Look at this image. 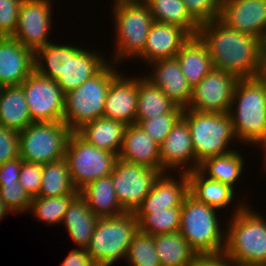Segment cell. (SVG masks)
Wrapping results in <instances>:
<instances>
[{"label": "cell", "instance_id": "cell-16", "mask_svg": "<svg viewBox=\"0 0 266 266\" xmlns=\"http://www.w3.org/2000/svg\"><path fill=\"white\" fill-rule=\"evenodd\" d=\"M219 19L266 43V0H222Z\"/></svg>", "mask_w": 266, "mask_h": 266}, {"label": "cell", "instance_id": "cell-15", "mask_svg": "<svg viewBox=\"0 0 266 266\" xmlns=\"http://www.w3.org/2000/svg\"><path fill=\"white\" fill-rule=\"evenodd\" d=\"M161 173H188L198 169L187 121L181 117L159 145Z\"/></svg>", "mask_w": 266, "mask_h": 266}, {"label": "cell", "instance_id": "cell-28", "mask_svg": "<svg viewBox=\"0 0 266 266\" xmlns=\"http://www.w3.org/2000/svg\"><path fill=\"white\" fill-rule=\"evenodd\" d=\"M79 194L98 217L118 216L125 213L117 199L111 175L91 181L79 190Z\"/></svg>", "mask_w": 266, "mask_h": 266}, {"label": "cell", "instance_id": "cell-40", "mask_svg": "<svg viewBox=\"0 0 266 266\" xmlns=\"http://www.w3.org/2000/svg\"><path fill=\"white\" fill-rule=\"evenodd\" d=\"M0 198L13 213L29 211L32 198L20 185L19 181L4 183L0 186Z\"/></svg>", "mask_w": 266, "mask_h": 266}, {"label": "cell", "instance_id": "cell-31", "mask_svg": "<svg viewBox=\"0 0 266 266\" xmlns=\"http://www.w3.org/2000/svg\"><path fill=\"white\" fill-rule=\"evenodd\" d=\"M244 158L234 150L222 156L208 158L199 164L198 170L207 178L217 180L231 187L235 192L238 179L243 176ZM235 184V185H234Z\"/></svg>", "mask_w": 266, "mask_h": 266}, {"label": "cell", "instance_id": "cell-1", "mask_svg": "<svg viewBox=\"0 0 266 266\" xmlns=\"http://www.w3.org/2000/svg\"><path fill=\"white\" fill-rule=\"evenodd\" d=\"M197 36L206 45L215 69L237 79L262 75L266 50L262 39L228 27L219 18L201 23Z\"/></svg>", "mask_w": 266, "mask_h": 266}, {"label": "cell", "instance_id": "cell-20", "mask_svg": "<svg viewBox=\"0 0 266 266\" xmlns=\"http://www.w3.org/2000/svg\"><path fill=\"white\" fill-rule=\"evenodd\" d=\"M172 177L169 172L161 173L155 180L150 193L144 198L135 214H151L167 208L182 207L185 197L189 194L187 173H178Z\"/></svg>", "mask_w": 266, "mask_h": 266}, {"label": "cell", "instance_id": "cell-18", "mask_svg": "<svg viewBox=\"0 0 266 266\" xmlns=\"http://www.w3.org/2000/svg\"><path fill=\"white\" fill-rule=\"evenodd\" d=\"M125 76L122 71L110 83L103 117L121 121L126 125L136 123L139 76Z\"/></svg>", "mask_w": 266, "mask_h": 266}, {"label": "cell", "instance_id": "cell-45", "mask_svg": "<svg viewBox=\"0 0 266 266\" xmlns=\"http://www.w3.org/2000/svg\"><path fill=\"white\" fill-rule=\"evenodd\" d=\"M22 162L23 159L18 157L0 166V186L4 183L17 182L19 180Z\"/></svg>", "mask_w": 266, "mask_h": 266}, {"label": "cell", "instance_id": "cell-27", "mask_svg": "<svg viewBox=\"0 0 266 266\" xmlns=\"http://www.w3.org/2000/svg\"><path fill=\"white\" fill-rule=\"evenodd\" d=\"M189 194L197 201L224 211L235 201V191L226 184L204 176L198 169L188 172Z\"/></svg>", "mask_w": 266, "mask_h": 266}, {"label": "cell", "instance_id": "cell-25", "mask_svg": "<svg viewBox=\"0 0 266 266\" xmlns=\"http://www.w3.org/2000/svg\"><path fill=\"white\" fill-rule=\"evenodd\" d=\"M99 217L88 207L85 199L78 193L68 205L63 216V224L69 237L77 247L86 249L94 233Z\"/></svg>", "mask_w": 266, "mask_h": 266}, {"label": "cell", "instance_id": "cell-33", "mask_svg": "<svg viewBox=\"0 0 266 266\" xmlns=\"http://www.w3.org/2000/svg\"><path fill=\"white\" fill-rule=\"evenodd\" d=\"M73 186L65 157L43 165L41 187L36 197L78 194Z\"/></svg>", "mask_w": 266, "mask_h": 266}, {"label": "cell", "instance_id": "cell-24", "mask_svg": "<svg viewBox=\"0 0 266 266\" xmlns=\"http://www.w3.org/2000/svg\"><path fill=\"white\" fill-rule=\"evenodd\" d=\"M126 126L121 121L100 117L83 124L75 132L98 149L119 155Z\"/></svg>", "mask_w": 266, "mask_h": 266}, {"label": "cell", "instance_id": "cell-37", "mask_svg": "<svg viewBox=\"0 0 266 266\" xmlns=\"http://www.w3.org/2000/svg\"><path fill=\"white\" fill-rule=\"evenodd\" d=\"M77 194H67L56 197H34L30 204L32 212L38 220L53 226L61 224L68 205Z\"/></svg>", "mask_w": 266, "mask_h": 266}, {"label": "cell", "instance_id": "cell-39", "mask_svg": "<svg viewBox=\"0 0 266 266\" xmlns=\"http://www.w3.org/2000/svg\"><path fill=\"white\" fill-rule=\"evenodd\" d=\"M183 108L175 106L169 113L158 115L148 119H136L138 124L146 134L159 145L171 132L174 125L183 115Z\"/></svg>", "mask_w": 266, "mask_h": 266}, {"label": "cell", "instance_id": "cell-5", "mask_svg": "<svg viewBox=\"0 0 266 266\" xmlns=\"http://www.w3.org/2000/svg\"><path fill=\"white\" fill-rule=\"evenodd\" d=\"M118 68L119 65L109 62L94 77L65 93L62 121L73 132L83 124L103 117L110 83L121 72Z\"/></svg>", "mask_w": 266, "mask_h": 266}, {"label": "cell", "instance_id": "cell-30", "mask_svg": "<svg viewBox=\"0 0 266 266\" xmlns=\"http://www.w3.org/2000/svg\"><path fill=\"white\" fill-rule=\"evenodd\" d=\"M154 242L161 266H194L200 257L179 231L155 235Z\"/></svg>", "mask_w": 266, "mask_h": 266}, {"label": "cell", "instance_id": "cell-2", "mask_svg": "<svg viewBox=\"0 0 266 266\" xmlns=\"http://www.w3.org/2000/svg\"><path fill=\"white\" fill-rule=\"evenodd\" d=\"M266 81L261 77L238 79L229 115L238 143L262 148L266 170Z\"/></svg>", "mask_w": 266, "mask_h": 266}, {"label": "cell", "instance_id": "cell-50", "mask_svg": "<svg viewBox=\"0 0 266 266\" xmlns=\"http://www.w3.org/2000/svg\"><path fill=\"white\" fill-rule=\"evenodd\" d=\"M261 77L266 81V50H265V53H264V62H263Z\"/></svg>", "mask_w": 266, "mask_h": 266}, {"label": "cell", "instance_id": "cell-3", "mask_svg": "<svg viewBox=\"0 0 266 266\" xmlns=\"http://www.w3.org/2000/svg\"><path fill=\"white\" fill-rule=\"evenodd\" d=\"M239 202L226 224L223 254L238 266H266V218Z\"/></svg>", "mask_w": 266, "mask_h": 266}, {"label": "cell", "instance_id": "cell-34", "mask_svg": "<svg viewBox=\"0 0 266 266\" xmlns=\"http://www.w3.org/2000/svg\"><path fill=\"white\" fill-rule=\"evenodd\" d=\"M176 105L144 75L139 77L136 119H148L169 113Z\"/></svg>", "mask_w": 266, "mask_h": 266}, {"label": "cell", "instance_id": "cell-46", "mask_svg": "<svg viewBox=\"0 0 266 266\" xmlns=\"http://www.w3.org/2000/svg\"><path fill=\"white\" fill-rule=\"evenodd\" d=\"M62 266H97L84 248H73L62 262Z\"/></svg>", "mask_w": 266, "mask_h": 266}, {"label": "cell", "instance_id": "cell-19", "mask_svg": "<svg viewBox=\"0 0 266 266\" xmlns=\"http://www.w3.org/2000/svg\"><path fill=\"white\" fill-rule=\"evenodd\" d=\"M34 70V53L12 36H0V86L21 85Z\"/></svg>", "mask_w": 266, "mask_h": 266}, {"label": "cell", "instance_id": "cell-22", "mask_svg": "<svg viewBox=\"0 0 266 266\" xmlns=\"http://www.w3.org/2000/svg\"><path fill=\"white\" fill-rule=\"evenodd\" d=\"M190 38L191 35L179 26L154 21L144 51L137 60L142 59L147 65L158 60L174 58Z\"/></svg>", "mask_w": 266, "mask_h": 266}, {"label": "cell", "instance_id": "cell-29", "mask_svg": "<svg viewBox=\"0 0 266 266\" xmlns=\"http://www.w3.org/2000/svg\"><path fill=\"white\" fill-rule=\"evenodd\" d=\"M32 122L22 86L2 87L0 91V126L20 132Z\"/></svg>", "mask_w": 266, "mask_h": 266}, {"label": "cell", "instance_id": "cell-23", "mask_svg": "<svg viewBox=\"0 0 266 266\" xmlns=\"http://www.w3.org/2000/svg\"><path fill=\"white\" fill-rule=\"evenodd\" d=\"M118 158L161 172L159 144L136 123L126 126Z\"/></svg>", "mask_w": 266, "mask_h": 266}, {"label": "cell", "instance_id": "cell-44", "mask_svg": "<svg viewBox=\"0 0 266 266\" xmlns=\"http://www.w3.org/2000/svg\"><path fill=\"white\" fill-rule=\"evenodd\" d=\"M19 157V132L0 126V166Z\"/></svg>", "mask_w": 266, "mask_h": 266}, {"label": "cell", "instance_id": "cell-6", "mask_svg": "<svg viewBox=\"0 0 266 266\" xmlns=\"http://www.w3.org/2000/svg\"><path fill=\"white\" fill-rule=\"evenodd\" d=\"M182 117L189 126L195 159L199 164L208 158L230 153L233 151L229 148L232 142H238L229 113L184 109Z\"/></svg>", "mask_w": 266, "mask_h": 266}, {"label": "cell", "instance_id": "cell-7", "mask_svg": "<svg viewBox=\"0 0 266 266\" xmlns=\"http://www.w3.org/2000/svg\"><path fill=\"white\" fill-rule=\"evenodd\" d=\"M112 7L116 47L109 62L118 65L122 60H136L144 51L154 19L145 3H113Z\"/></svg>", "mask_w": 266, "mask_h": 266}, {"label": "cell", "instance_id": "cell-21", "mask_svg": "<svg viewBox=\"0 0 266 266\" xmlns=\"http://www.w3.org/2000/svg\"><path fill=\"white\" fill-rule=\"evenodd\" d=\"M148 66H151L150 69L152 70L147 75L145 73L144 77L159 87L176 106L187 109L192 88L183 75L176 57L158 60L148 64Z\"/></svg>", "mask_w": 266, "mask_h": 266}, {"label": "cell", "instance_id": "cell-4", "mask_svg": "<svg viewBox=\"0 0 266 266\" xmlns=\"http://www.w3.org/2000/svg\"><path fill=\"white\" fill-rule=\"evenodd\" d=\"M210 205L188 194L181 207L179 232L199 256L223 254L226 230Z\"/></svg>", "mask_w": 266, "mask_h": 266}, {"label": "cell", "instance_id": "cell-41", "mask_svg": "<svg viewBox=\"0 0 266 266\" xmlns=\"http://www.w3.org/2000/svg\"><path fill=\"white\" fill-rule=\"evenodd\" d=\"M190 15L199 23L219 18L222 0H182Z\"/></svg>", "mask_w": 266, "mask_h": 266}, {"label": "cell", "instance_id": "cell-36", "mask_svg": "<svg viewBox=\"0 0 266 266\" xmlns=\"http://www.w3.org/2000/svg\"><path fill=\"white\" fill-rule=\"evenodd\" d=\"M35 70L50 79L56 80L67 66V44L51 42L34 54Z\"/></svg>", "mask_w": 266, "mask_h": 266}, {"label": "cell", "instance_id": "cell-14", "mask_svg": "<svg viewBox=\"0 0 266 266\" xmlns=\"http://www.w3.org/2000/svg\"><path fill=\"white\" fill-rule=\"evenodd\" d=\"M238 79L230 73L213 68L196 86L187 109L198 112L229 113Z\"/></svg>", "mask_w": 266, "mask_h": 266}, {"label": "cell", "instance_id": "cell-32", "mask_svg": "<svg viewBox=\"0 0 266 266\" xmlns=\"http://www.w3.org/2000/svg\"><path fill=\"white\" fill-rule=\"evenodd\" d=\"M155 22L171 24L196 36L200 24L190 15L182 0H146Z\"/></svg>", "mask_w": 266, "mask_h": 266}, {"label": "cell", "instance_id": "cell-47", "mask_svg": "<svg viewBox=\"0 0 266 266\" xmlns=\"http://www.w3.org/2000/svg\"><path fill=\"white\" fill-rule=\"evenodd\" d=\"M194 266H238L224 254L200 256Z\"/></svg>", "mask_w": 266, "mask_h": 266}, {"label": "cell", "instance_id": "cell-26", "mask_svg": "<svg viewBox=\"0 0 266 266\" xmlns=\"http://www.w3.org/2000/svg\"><path fill=\"white\" fill-rule=\"evenodd\" d=\"M175 57L191 88L214 68L206 45L197 35L191 36Z\"/></svg>", "mask_w": 266, "mask_h": 266}, {"label": "cell", "instance_id": "cell-8", "mask_svg": "<svg viewBox=\"0 0 266 266\" xmlns=\"http://www.w3.org/2000/svg\"><path fill=\"white\" fill-rule=\"evenodd\" d=\"M138 231L134 212L99 217L87 253L97 266H112L126 258L130 242Z\"/></svg>", "mask_w": 266, "mask_h": 266}, {"label": "cell", "instance_id": "cell-9", "mask_svg": "<svg viewBox=\"0 0 266 266\" xmlns=\"http://www.w3.org/2000/svg\"><path fill=\"white\" fill-rule=\"evenodd\" d=\"M72 132L63 121L32 122L19 132V157L42 165L61 159Z\"/></svg>", "mask_w": 266, "mask_h": 266}, {"label": "cell", "instance_id": "cell-10", "mask_svg": "<svg viewBox=\"0 0 266 266\" xmlns=\"http://www.w3.org/2000/svg\"><path fill=\"white\" fill-rule=\"evenodd\" d=\"M65 159L72 184L79 191L91 181L111 175L118 155L98 149L72 132L67 142Z\"/></svg>", "mask_w": 266, "mask_h": 266}, {"label": "cell", "instance_id": "cell-48", "mask_svg": "<svg viewBox=\"0 0 266 266\" xmlns=\"http://www.w3.org/2000/svg\"><path fill=\"white\" fill-rule=\"evenodd\" d=\"M9 213H12V212L10 211V209L7 207V205L0 198V221L2 220V218L6 214H9Z\"/></svg>", "mask_w": 266, "mask_h": 266}, {"label": "cell", "instance_id": "cell-11", "mask_svg": "<svg viewBox=\"0 0 266 266\" xmlns=\"http://www.w3.org/2000/svg\"><path fill=\"white\" fill-rule=\"evenodd\" d=\"M160 174L159 170L118 158L111 178L122 209L135 212Z\"/></svg>", "mask_w": 266, "mask_h": 266}, {"label": "cell", "instance_id": "cell-42", "mask_svg": "<svg viewBox=\"0 0 266 266\" xmlns=\"http://www.w3.org/2000/svg\"><path fill=\"white\" fill-rule=\"evenodd\" d=\"M42 172V164L30 163L26 161L22 162L18 181L31 198L36 197L39 193Z\"/></svg>", "mask_w": 266, "mask_h": 266}, {"label": "cell", "instance_id": "cell-35", "mask_svg": "<svg viewBox=\"0 0 266 266\" xmlns=\"http://www.w3.org/2000/svg\"><path fill=\"white\" fill-rule=\"evenodd\" d=\"M139 231L152 236L179 231L181 207L153 211L151 214H135Z\"/></svg>", "mask_w": 266, "mask_h": 266}, {"label": "cell", "instance_id": "cell-17", "mask_svg": "<svg viewBox=\"0 0 266 266\" xmlns=\"http://www.w3.org/2000/svg\"><path fill=\"white\" fill-rule=\"evenodd\" d=\"M67 44V66L65 71L56 79L64 93L78 88L85 81L98 74L109 60L100 51ZM100 52V53H99Z\"/></svg>", "mask_w": 266, "mask_h": 266}, {"label": "cell", "instance_id": "cell-49", "mask_svg": "<svg viewBox=\"0 0 266 266\" xmlns=\"http://www.w3.org/2000/svg\"><path fill=\"white\" fill-rule=\"evenodd\" d=\"M146 0H114L113 3H145Z\"/></svg>", "mask_w": 266, "mask_h": 266}, {"label": "cell", "instance_id": "cell-43", "mask_svg": "<svg viewBox=\"0 0 266 266\" xmlns=\"http://www.w3.org/2000/svg\"><path fill=\"white\" fill-rule=\"evenodd\" d=\"M23 0H0V36H13Z\"/></svg>", "mask_w": 266, "mask_h": 266}, {"label": "cell", "instance_id": "cell-13", "mask_svg": "<svg viewBox=\"0 0 266 266\" xmlns=\"http://www.w3.org/2000/svg\"><path fill=\"white\" fill-rule=\"evenodd\" d=\"M53 1L23 0L19 8L18 22L13 38L34 54L51 43L49 34L53 19Z\"/></svg>", "mask_w": 266, "mask_h": 266}, {"label": "cell", "instance_id": "cell-12", "mask_svg": "<svg viewBox=\"0 0 266 266\" xmlns=\"http://www.w3.org/2000/svg\"><path fill=\"white\" fill-rule=\"evenodd\" d=\"M33 122L62 121L65 93L56 80L34 70L21 84Z\"/></svg>", "mask_w": 266, "mask_h": 266}, {"label": "cell", "instance_id": "cell-38", "mask_svg": "<svg viewBox=\"0 0 266 266\" xmlns=\"http://www.w3.org/2000/svg\"><path fill=\"white\" fill-rule=\"evenodd\" d=\"M125 261L129 266H161L154 236L138 231L130 242Z\"/></svg>", "mask_w": 266, "mask_h": 266}]
</instances>
